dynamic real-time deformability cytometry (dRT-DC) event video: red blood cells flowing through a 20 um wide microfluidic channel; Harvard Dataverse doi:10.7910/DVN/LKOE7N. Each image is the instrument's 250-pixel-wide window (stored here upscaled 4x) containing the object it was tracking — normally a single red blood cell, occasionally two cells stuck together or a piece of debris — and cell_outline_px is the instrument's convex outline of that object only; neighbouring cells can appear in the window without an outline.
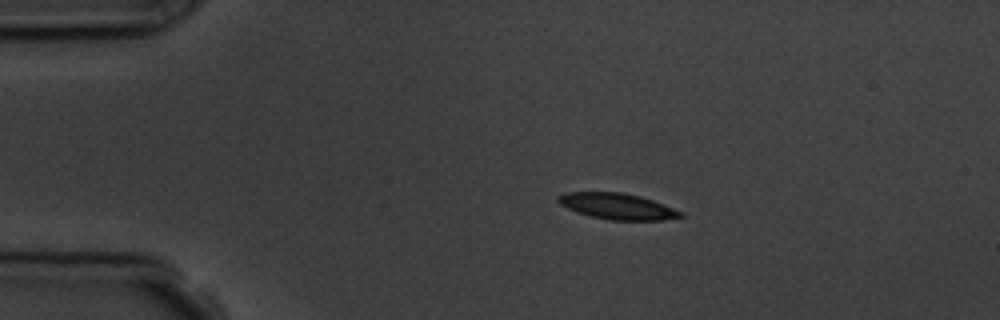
{"species": "common noctule bat (a hibernating species)", "species_latin": "Nyctalus noctula", "temperature_condition": "room temperature", "stored_images_in_passage": 3, "camera_frame_rate_fps": 3000, "um_per_image_px": 0.085, "animal": {"sex": "male", "body_mass_g": 19.5, "forearm_length_mm": 54.6}, "frame": {"image": 1, "passage_image": 2, "time_ms": 1.333, "image_size_px": [1000, 320], "cell_outline_px": [[684, 216], [664, 220], [608, 220], [576, 212], [560, 204], [556, 200], [556, 196], [564, 192], [620, 192], [640, 196], [664, 204], [684, 212]], "centroid_in_image_um": [52.47, 17.53], "position_along_channel_um": 32.5, "area_um2": 18.67}}